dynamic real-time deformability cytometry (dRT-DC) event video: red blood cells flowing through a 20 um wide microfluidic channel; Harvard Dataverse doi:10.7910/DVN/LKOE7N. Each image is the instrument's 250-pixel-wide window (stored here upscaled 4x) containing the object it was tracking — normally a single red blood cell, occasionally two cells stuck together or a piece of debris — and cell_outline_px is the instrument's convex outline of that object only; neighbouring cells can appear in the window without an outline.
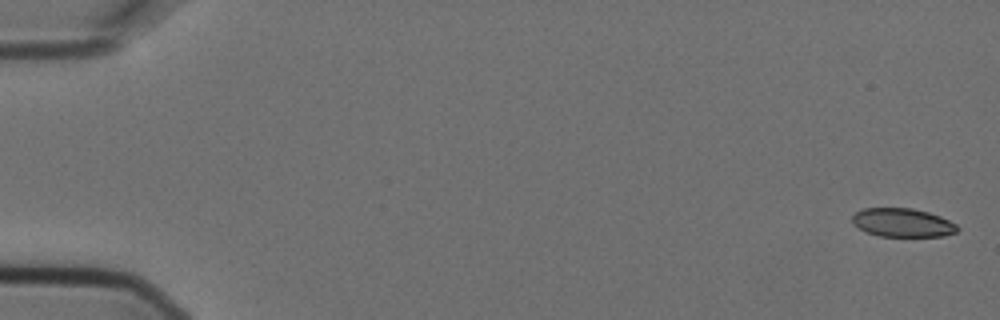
{"species": "Egyptian fruit bat (a non-hibernating species)", "species_latin": "Rousettus aegyptiacus", "temperature_condition": "cold", "stored_images_in_passage": 6, "camera_frame_rate_fps": 3000, "um_per_image_px": 0.085, "animal": {"sex": "female"}, "frame": {"image": 1, "passage_image": 1, "time_ms": 0.0, "image_size_px": [1000, 320], "cell_outline_px": [[960, 228], [956, 232], [944, 236], [880, 236], [868, 232], [852, 224], [852, 216], [856, 212], [864, 208], [912, 208], [928, 212], [940, 216], [956, 224]], "centroid_in_image_um": [76.73, 18.92], "position_along_channel_um": 8.3, "area_um2": 17.46}}
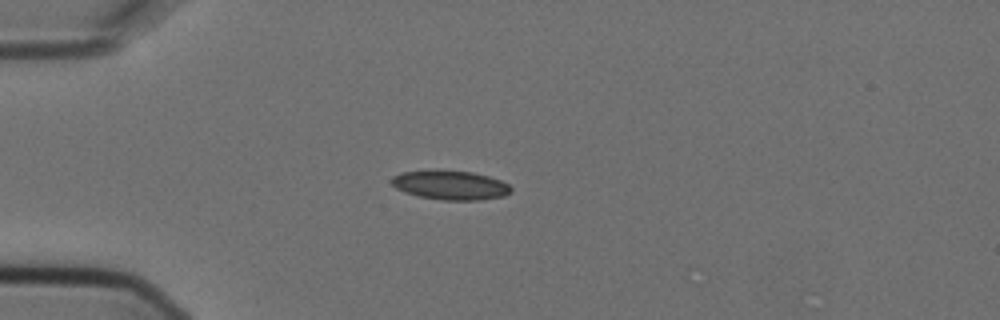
{"frame": {"image": 2, "passage_image": 5, "time_ms": 1.333, "image_size_px": [1000, 320], "cell_outline_px": [[512, 192], [504, 196], [480, 200], [444, 200], [420, 196], [404, 192], [396, 188], [392, 184], [392, 176], [400, 172], [472, 172], [488, 176], [500, 180], [508, 184], [512, 188]], "centroid_in_image_um": [38.33, 15.77], "position_along_channel_um": 46.7, "area_um2": 19.71}}